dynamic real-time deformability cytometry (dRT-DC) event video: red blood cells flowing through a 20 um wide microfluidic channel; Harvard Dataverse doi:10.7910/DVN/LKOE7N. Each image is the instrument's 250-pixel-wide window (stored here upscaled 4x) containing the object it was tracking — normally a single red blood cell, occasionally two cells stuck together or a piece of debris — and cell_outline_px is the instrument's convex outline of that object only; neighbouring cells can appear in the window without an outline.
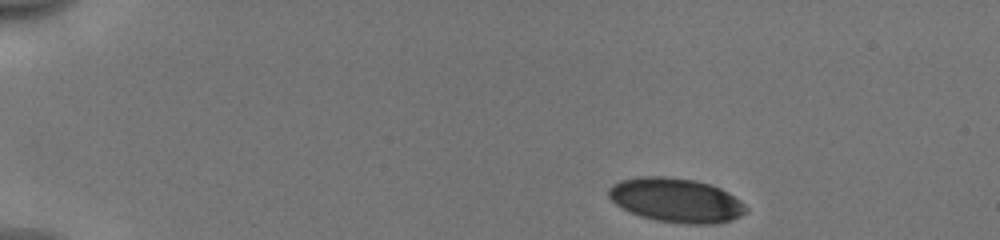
{"species": "human", "species_latin": "Homo sapiens", "temperature_condition": "cold", "stored_images_in_passage": 45, "camera_frame_rate_fps": 3000, "um_per_image_px": 0.085, "donor": {"sex": "male"}, "frame": {"image": 1, "passage_image": 1, "time_ms": 0.0, "image_size_px": [1000, 240], "cell_outline_px": [[748, 212], [732, 220], [716, 224], [688, 224], [656, 220], [640, 216], [616, 204], [608, 196], [608, 188], [612, 184], [620, 180], [640, 176], [664, 176], [696, 180], [720, 188], [728, 192], [740, 200], [748, 208]], "centroid_in_image_um": [57.49, 17.01], "position_along_channel_um": 27.5, "area_um2": 35.49}}
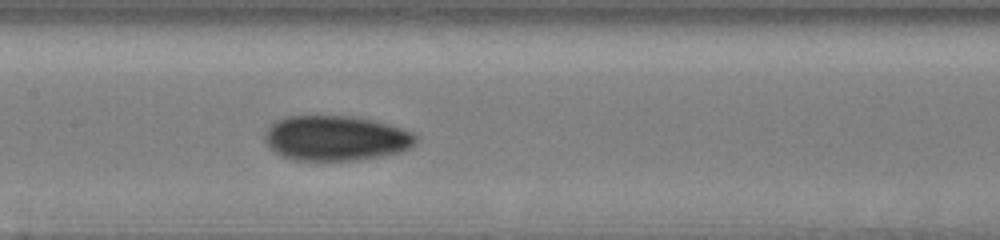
{"frame": {"image": 2, "passage_image": 20, "time_ms": 6.333, "image_size_px": [1000, 240], "cell_outline_px": [[416, 140], [408, 148], [400, 152], [384, 156], [356, 160], [292, 160], [280, 156], [268, 144], [264, 136], [264, 132], [276, 120], [284, 116], [352, 116], [372, 120], [388, 124], [412, 132], [416, 136]], "centroid_in_image_um": [28.52, 11.74], "position_along_channel_um": 178.9, "area_um2": 39.54}}
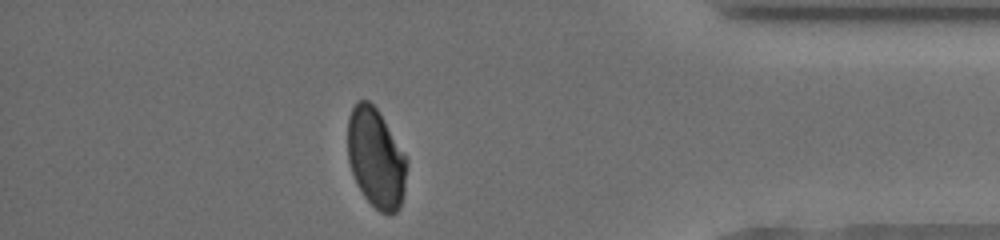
{"frame": {"image": 3, "passage_image": 39, "time_ms": 12.667, "image_size_px": [1000, 240], "cell_outline_px": [[408, 164], [404, 192], [400, 208], [396, 212], [388, 216], [380, 212], [364, 196], [352, 172], [348, 160], [348, 116], [352, 108], [360, 100], [368, 100], [376, 108], [408, 160]], "centroid_in_image_um": [31.97, 13.48], "position_along_channel_um": 403.2, "area_um2": 34.04}, "authors_computed_cell_mechanics": {"area_um2": 36.9342, "velocity_mm_per_s": 3.963, "shape_relaxation_time_tau1_ms": 4.0076, "shape_relaxation_time_tau2_ms": 1.9594, "deformation_change_tau1": 0.1159, "deformation_change_tau2": 0.0605}}